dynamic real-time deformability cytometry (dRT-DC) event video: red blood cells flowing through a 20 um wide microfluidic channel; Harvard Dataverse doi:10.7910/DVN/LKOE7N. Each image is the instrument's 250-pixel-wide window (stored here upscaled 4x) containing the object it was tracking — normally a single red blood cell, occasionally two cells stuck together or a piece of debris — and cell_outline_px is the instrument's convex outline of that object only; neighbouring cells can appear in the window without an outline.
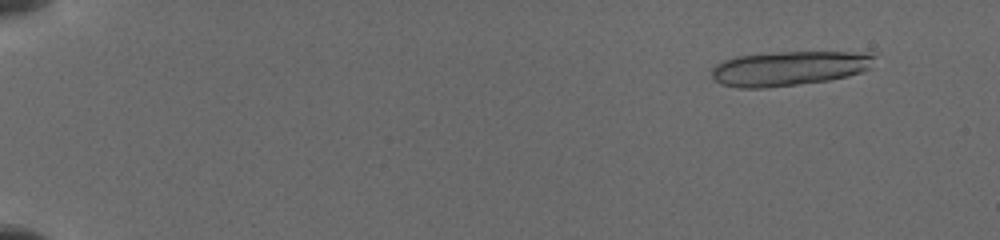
{"species": "common noctule bat (a hibernating species)", "species_latin": "Nyctalus noctula", "temperature_condition": "cold", "stored_images_in_passage": 11, "camera_frame_rate_fps": 3000, "um_per_image_px": 0.085, "animal": {"sex": "female", "body_mass_g": 19.5, "forearm_length_mm": 54.1}, "frame": {"image": 1, "passage_image": 2, "time_ms": 1.0, "image_size_px": [1000, 240], "cell_outline_px": [[876, 56], [868, 68], [860, 72], [848, 76], [828, 80], [764, 88], [736, 88], [724, 84], [716, 80], [712, 76], [712, 68], [716, 64], [724, 60], [736, 56], [784, 52], [848, 52]], "centroid_in_image_um": [67.01, 5.82], "position_along_channel_um": 18.0, "area_um2": 32.19}}